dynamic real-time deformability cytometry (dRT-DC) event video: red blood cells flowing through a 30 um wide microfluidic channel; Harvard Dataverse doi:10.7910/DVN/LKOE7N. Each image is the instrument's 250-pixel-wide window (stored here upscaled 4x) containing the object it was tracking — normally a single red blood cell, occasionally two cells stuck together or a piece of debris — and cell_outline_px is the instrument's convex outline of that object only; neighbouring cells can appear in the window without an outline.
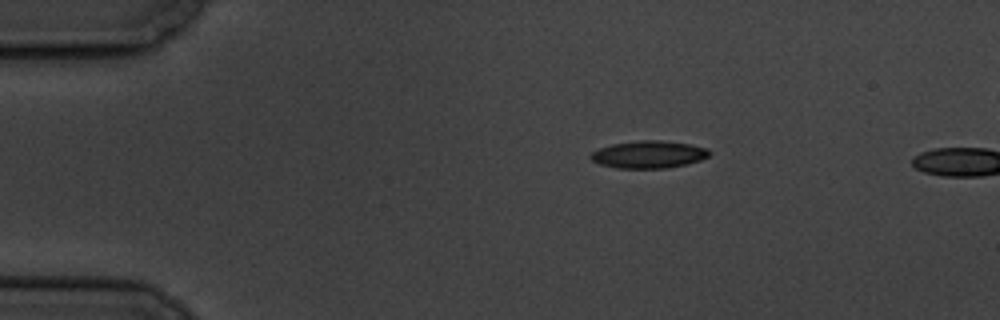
{"species": "common noctule bat (a hibernating species)", "species_latin": "Nyctalus noctula", "temperature_condition": "cold", "stored_images_in_passage": 4, "camera_frame_rate_fps": 3000, "um_per_image_px": 0.085, "animal": {"sex": "male", "body_mass_g": 19.5, "forearm_length_mm": 54.6}, "frame": {"image": 1, "passage_image": 3, "time_ms": 2.333, "image_size_px": [1000, 320], "cell_outline_px": [[712, 152], [708, 156], [700, 160], [688, 164], [668, 168], [616, 168], [600, 164], [592, 160], [588, 156], [592, 152], [600, 148], [612, 144], [640, 140], [660, 140], [688, 144], [708, 148]], "centroid_in_image_um": [55.15, 13.13], "position_along_channel_um": 29.9, "area_um2": 18.96}}